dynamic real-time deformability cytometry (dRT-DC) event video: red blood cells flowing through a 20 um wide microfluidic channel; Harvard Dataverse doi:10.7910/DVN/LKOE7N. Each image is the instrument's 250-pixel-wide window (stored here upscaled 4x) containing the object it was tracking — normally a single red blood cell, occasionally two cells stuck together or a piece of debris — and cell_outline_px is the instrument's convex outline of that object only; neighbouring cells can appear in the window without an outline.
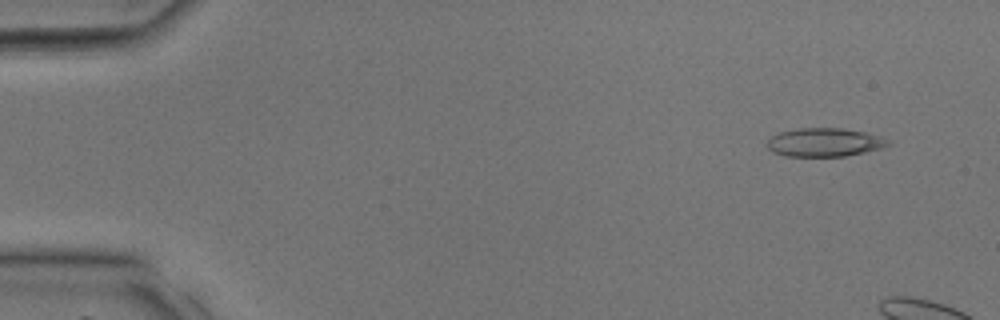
{"species": "common noctule bat (a hibernating species)", "species_latin": "Nyctalus noctula", "temperature_condition": "room temperature", "stored_images_in_passage": 7, "camera_frame_rate_fps": 3000, "um_per_image_px": 0.085, "animal": {"sex": "male", "body_mass_g": 17.9, "forearm_length_mm": 54.2}, "frame": {"image": 1, "passage_image": 3, "time_ms": 0.667, "image_size_px": [1000, 320], "cell_outline_px": [[892, 144], [880, 148], [864, 152], [844, 156], [784, 156], [772, 152], [768, 148], [768, 140], [772, 136], [780, 132], [796, 128], [840, 128], [864, 132], [880, 136]], "centroid_in_image_um": [70.05, 12.1], "position_along_channel_um": 15.0, "area_um2": 19.94}}